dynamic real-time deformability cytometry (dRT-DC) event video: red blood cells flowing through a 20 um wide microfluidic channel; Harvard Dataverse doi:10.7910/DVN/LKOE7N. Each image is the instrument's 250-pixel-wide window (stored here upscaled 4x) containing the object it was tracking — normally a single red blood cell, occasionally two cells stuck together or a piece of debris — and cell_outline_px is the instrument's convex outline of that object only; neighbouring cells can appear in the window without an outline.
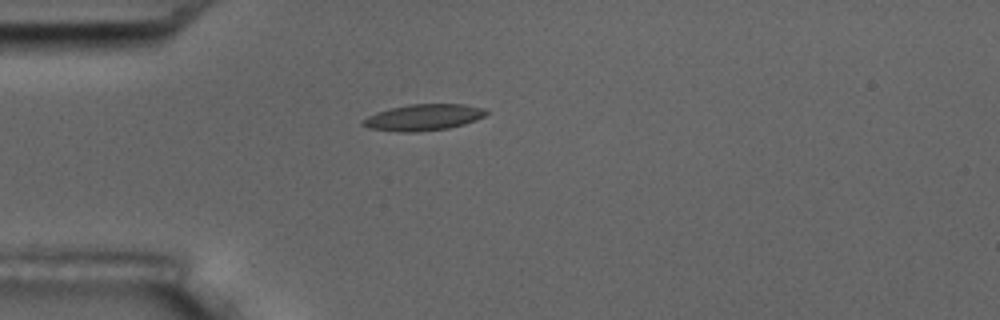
{"species": "common noctule bat (a hibernating species)", "species_latin": "Nyctalus noctula", "temperature_condition": "room temperature", "stored_images_in_passage": 1, "camera_frame_rate_fps": 3000, "um_per_image_px": 0.085, "animal": {"sex": "male", "body_mass_g": 17.5, "forearm_length_mm": 52.3}, "frame": {"image": 1, "passage_image": 1, "time_ms": 0.0, "image_size_px": [1000, 320], "cell_outline_px": [[488, 112], [484, 116], [476, 120], [464, 124], [448, 128], [416, 132], [400, 132], [368, 128], [360, 124], [360, 120], [376, 112], [388, 108], [408, 104], [464, 104], [484, 108]], "centroid_in_image_um": [35.94, 9.97], "position_along_channel_um": 49.1, "area_um2": 19.07}}